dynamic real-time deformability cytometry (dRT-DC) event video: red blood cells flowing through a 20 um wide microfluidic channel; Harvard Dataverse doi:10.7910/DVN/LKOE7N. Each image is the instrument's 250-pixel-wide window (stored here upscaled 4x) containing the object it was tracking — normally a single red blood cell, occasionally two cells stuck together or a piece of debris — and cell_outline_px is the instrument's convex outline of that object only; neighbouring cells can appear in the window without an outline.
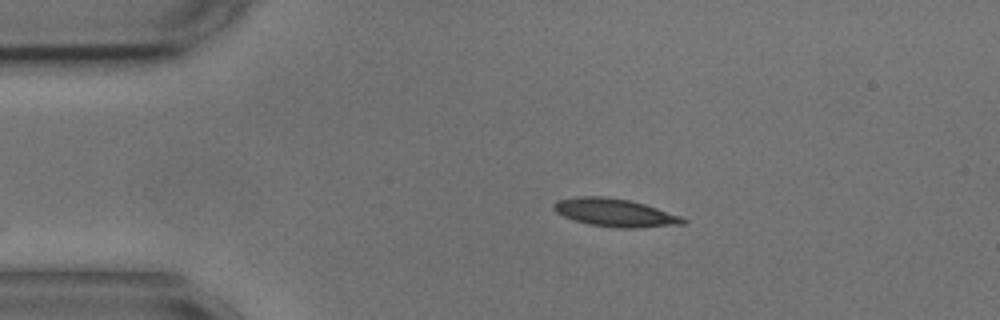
{"species": "common noctule bat (a hibernating species)", "species_latin": "Nyctalus noctula", "temperature_condition": "cold", "stored_images_in_passage": 21, "camera_frame_rate_fps": 3000, "um_per_image_px": 0.085, "animal": {"sex": "male", "body_mass_g": 17.9, "forearm_length_mm": 54.2}, "frame": {"image": 1, "passage_image": 1, "time_ms": 0.0, "image_size_px": [1000, 320], "cell_outline_px": [[688, 220], [684, 224], [636, 228], [616, 228], [588, 224], [564, 216], [556, 212], [552, 208], [552, 204], [556, 200], [576, 196], [604, 196], [628, 200], [644, 204], [680, 216]], "centroid_in_image_um": [52.23, 18.07], "position_along_channel_um": 32.8, "area_um2": 21.04}}
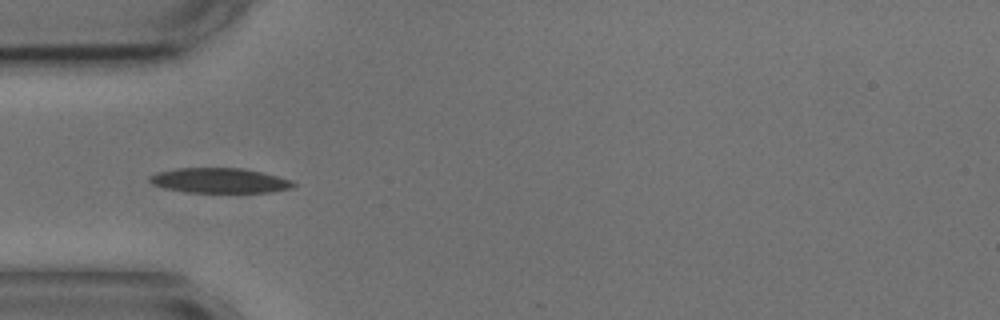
{"frame": {"image": 2, "passage_image": 7, "time_ms": 2.0, "image_size_px": [1000, 320], "cell_outline_px": [[296, 184], [292, 188], [272, 192], [184, 192], [164, 188], [152, 184], [148, 180], [148, 176], [156, 172], [176, 168], [240, 168], [260, 172], [292, 180]], "centroid_in_image_um": [18.61, 15.35], "position_along_channel_um": 66.4, "area_um2": 20.92}}
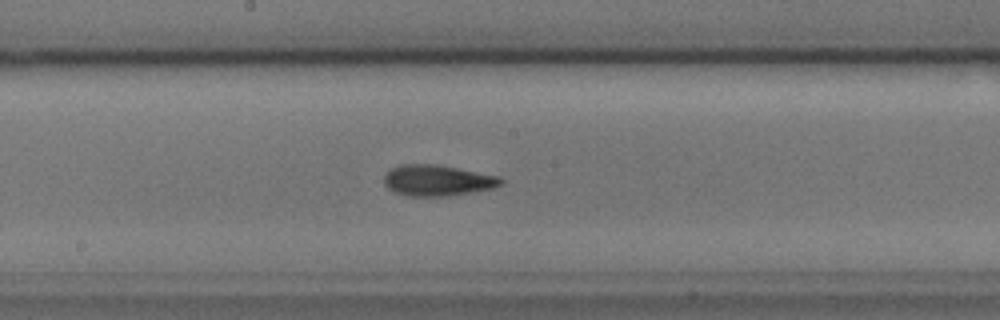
{"frame": {"image": 3, "passage_image": 19, "time_ms": 6.0, "image_size_px": [1000, 320], "cell_outline_px": [[504, 184], [492, 188], [448, 196], [408, 196], [396, 192], [388, 188], [384, 184], [384, 176], [388, 168], [400, 164], [436, 164], [500, 176], [504, 180]], "centroid_in_image_um": [37.16, 15.32], "position_along_channel_um": 211.0, "area_um2": 21.21}}